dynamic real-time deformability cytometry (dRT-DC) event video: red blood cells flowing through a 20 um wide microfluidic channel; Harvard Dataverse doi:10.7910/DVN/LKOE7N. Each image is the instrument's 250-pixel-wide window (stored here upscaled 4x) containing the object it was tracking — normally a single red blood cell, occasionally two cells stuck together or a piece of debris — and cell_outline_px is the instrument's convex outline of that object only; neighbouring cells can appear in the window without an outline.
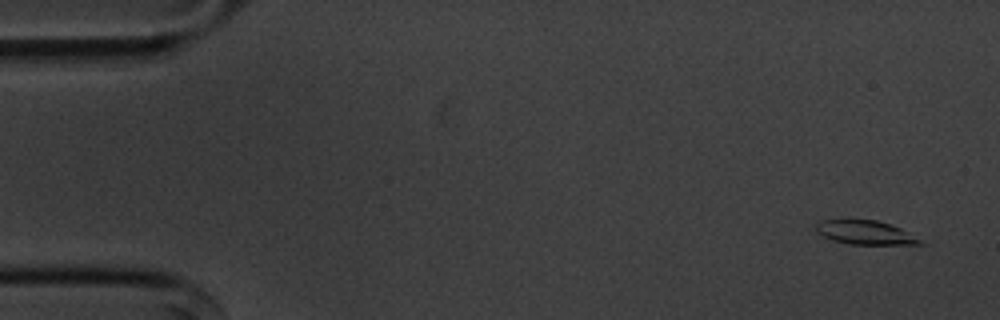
{"species": "common noctule bat (a hibernating species)", "species_latin": "Nyctalus noctula", "temperature_condition": "cold", "stored_images_in_passage": 56, "camera_frame_rate_fps": 3000, "um_per_image_px": 0.085, "animal": {"sex": "male", "body_mass_g": 20.1, "forearm_length_mm": 53.5}, "frame": {"image": 1, "passage_image": 3, "time_ms": 0.667, "image_size_px": [1000, 320], "cell_outline_px": [[924, 244], [848, 244], [832, 240], [816, 232], [816, 224], [820, 220], [848, 216], [876, 220], [900, 228], [920, 240]], "centroid_in_image_um": [73.41, 19.7], "position_along_channel_um": 11.6, "area_um2": 14.97}}
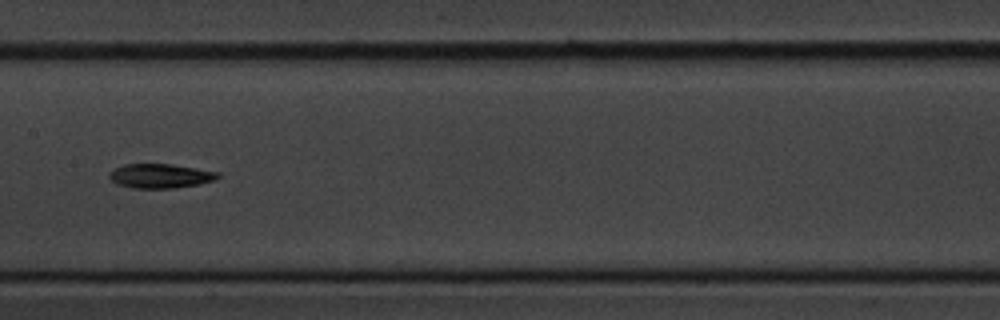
{"frame": {"image": 2, "passage_image": 28, "time_ms": 9.0, "image_size_px": [1000, 320], "cell_outline_px": [[220, 176], [216, 180], [200, 184], [172, 188], [132, 188], [116, 184], [108, 176], [116, 168], [124, 164], [172, 164], [220, 172]], "centroid_in_image_um": [13.67, 14.96], "position_along_channel_um": 193.7, "area_um2": 15.37}}
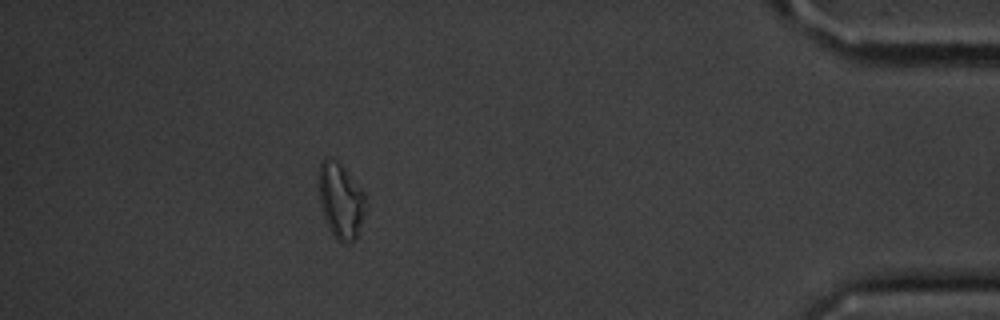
{"frame": {"image": 3, "passage_image": 50, "time_ms": 16.333, "image_size_px": [1000, 320], "cell_outline_px": [[368, 208], [356, 236], [352, 240], [336, 240], [324, 216], [320, 204], [316, 180], [320, 164], [324, 156], [328, 156], [336, 160], [340, 164], [364, 192], [368, 204]], "centroid_in_image_um": [28.94, 16.98], "position_along_channel_um": 406.3, "area_um2": 20.75}, "authors_computed_cell_mechanics": {"area_um2": 15.3459, "velocity_mm_per_s": 3.5872, "shape_relaxation_time_tau1_ms": 8.7231, "shape_relaxation_time_tau2_ms": null, "deformation_change_tau1": 0.2178, "deformation_change_tau2": null}}